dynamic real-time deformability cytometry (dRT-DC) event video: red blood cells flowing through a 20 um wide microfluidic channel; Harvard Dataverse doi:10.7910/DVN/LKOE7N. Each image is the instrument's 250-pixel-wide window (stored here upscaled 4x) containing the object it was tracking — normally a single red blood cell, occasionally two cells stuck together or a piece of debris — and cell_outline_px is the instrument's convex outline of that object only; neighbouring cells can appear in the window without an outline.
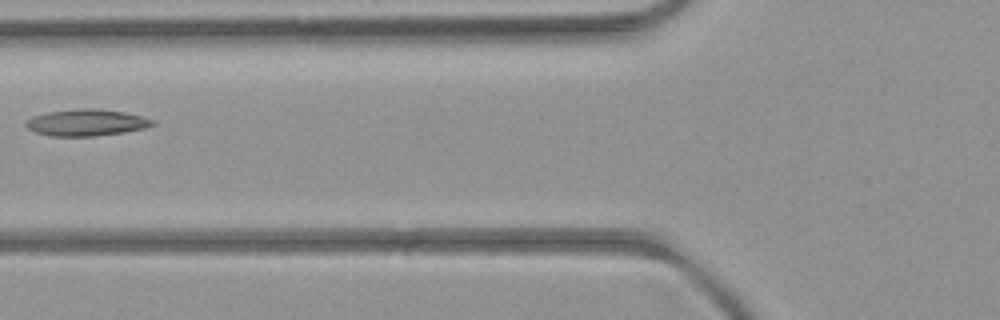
{"species": "common noctule bat (a hibernating species)", "species_latin": "Nyctalus noctula", "temperature_condition": "room temperature", "stored_images_in_passage": 5, "camera_frame_rate_fps": 3000, "um_per_image_px": 0.085, "animal": {"sex": "female", "body_mass_g": 21.9}, "frame": {"image": 1, "passage_image": 5, "time_ms": 4.333, "image_size_px": [1000, 320], "cell_outline_px": [[156, 124], [144, 128], [124, 132], [96, 136], [52, 136], [36, 132], [28, 128], [24, 124], [32, 116], [48, 112], [80, 108], [92, 108], [124, 112], [140, 116], [152, 120]], "centroid_in_image_um": [7.33, 10.42], "position_along_channel_um": 118.5, "area_um2": 19.42}}